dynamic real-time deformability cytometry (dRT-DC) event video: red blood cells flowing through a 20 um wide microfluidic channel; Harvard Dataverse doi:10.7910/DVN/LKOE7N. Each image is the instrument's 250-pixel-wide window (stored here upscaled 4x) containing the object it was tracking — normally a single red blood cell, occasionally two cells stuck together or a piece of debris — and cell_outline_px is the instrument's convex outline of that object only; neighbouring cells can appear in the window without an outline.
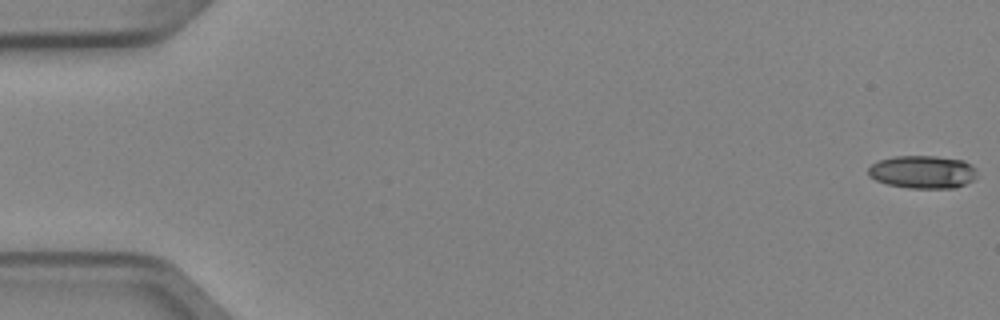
{"species": "Egyptian fruit bat (a non-hibernating species)", "species_latin": "Rousettus aegyptiacus", "temperature_condition": "cold", "stored_images_in_passage": 5, "segment_of_instrument_passage": [2, 2], "camera_frame_rate_fps": 3000, "um_per_image_px": 0.085, "animal": {"sex": "female"}, "frame": {"image": 1, "passage_image": 5, "time_ms": 1.333, "image_size_px": [1000, 320], "cell_outline_px": [[976, 176], [972, 180], [956, 188], [908, 188], [888, 184], [876, 180], [868, 176], [868, 168], [872, 164], [880, 160], [896, 156], [936, 156], [964, 160], [976, 168]], "centroid_in_image_um": [78.43, 14.61], "position_along_channel_um": 6.6, "area_um2": 20.87}}